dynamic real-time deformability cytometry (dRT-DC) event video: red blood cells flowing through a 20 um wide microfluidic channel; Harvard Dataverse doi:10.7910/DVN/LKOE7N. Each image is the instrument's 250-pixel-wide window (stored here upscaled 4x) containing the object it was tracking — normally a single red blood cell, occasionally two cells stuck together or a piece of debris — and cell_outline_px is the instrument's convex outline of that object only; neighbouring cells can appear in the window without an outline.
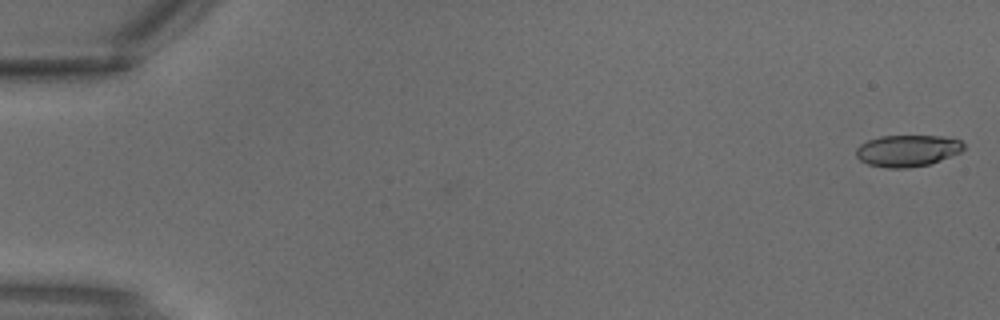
{"species": "common noctule bat (a hibernating species)", "species_latin": "Nyctalus noctula", "temperature_condition": "warm", "stored_images_in_passage": 3, "camera_frame_rate_fps": 3000, "um_per_image_px": 0.085, "animal": {"sex": "male", "body_mass_g": 18.8}, "frame": {"image": 1, "passage_image": 1, "time_ms": 0.0, "image_size_px": [1000, 320], "cell_outline_px": [[964, 148], [960, 152], [940, 160], [928, 164], [908, 168], [888, 168], [868, 164], [860, 160], [856, 156], [856, 148], [860, 144], [868, 140], [880, 136], [944, 136], [960, 140], [964, 144]], "centroid_in_image_um": [77.11, 12.8], "position_along_channel_um": 7.9, "area_um2": 19.77}}
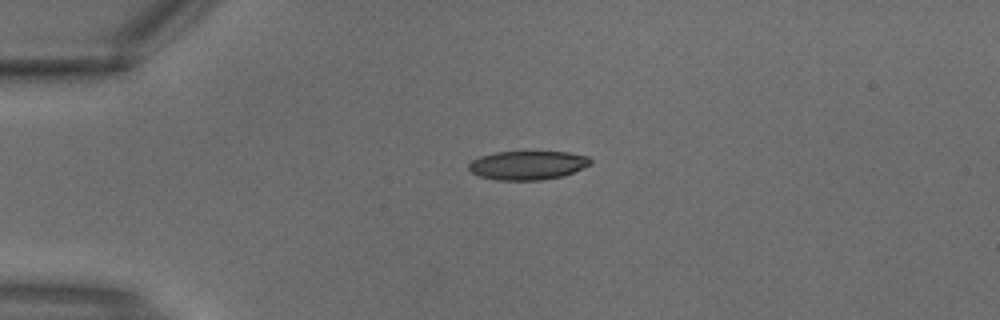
{"frame": {"image": 2, "passage_image": 3, "time_ms": 0.667, "image_size_px": [1000, 320], "cell_outline_px": [[592, 164], [564, 176], [540, 180], [496, 180], [480, 176], [472, 172], [468, 168], [468, 164], [472, 160], [480, 156], [496, 152], [568, 152], [588, 156], [592, 160]], "centroid_in_image_um": [44.87, 14.04], "position_along_channel_um": 40.1, "area_um2": 20.52}}